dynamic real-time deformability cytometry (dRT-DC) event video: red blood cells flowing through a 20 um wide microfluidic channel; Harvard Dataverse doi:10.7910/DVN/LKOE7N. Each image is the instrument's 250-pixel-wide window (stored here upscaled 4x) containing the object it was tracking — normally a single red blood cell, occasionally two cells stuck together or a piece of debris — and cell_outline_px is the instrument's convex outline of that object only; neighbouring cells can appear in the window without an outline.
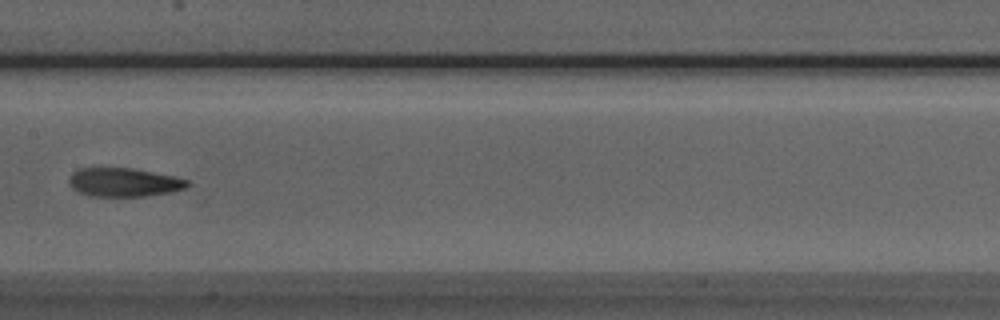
{"species": "Egyptian fruit bat (a non-hibernating species)", "species_latin": "Rousettus aegyptiacus", "temperature_condition": "room temperature", "stored_images_in_passage": 7, "camera_frame_rate_fps": 3000, "um_per_image_px": 0.085, "animal": {"sex": "male"}, "frame": {"image": 1, "passage_image": 7, "time_ms": 6.667, "image_size_px": [1000, 320], "cell_outline_px": [[188, 184], [184, 188], [168, 192], [144, 196], [88, 196], [76, 192], [68, 184], [68, 180], [72, 172], [80, 168], [132, 168], [176, 176], [188, 180]], "centroid_in_image_um": [10.46, 15.49], "position_along_channel_um": 196.9, "area_um2": 19.83}}